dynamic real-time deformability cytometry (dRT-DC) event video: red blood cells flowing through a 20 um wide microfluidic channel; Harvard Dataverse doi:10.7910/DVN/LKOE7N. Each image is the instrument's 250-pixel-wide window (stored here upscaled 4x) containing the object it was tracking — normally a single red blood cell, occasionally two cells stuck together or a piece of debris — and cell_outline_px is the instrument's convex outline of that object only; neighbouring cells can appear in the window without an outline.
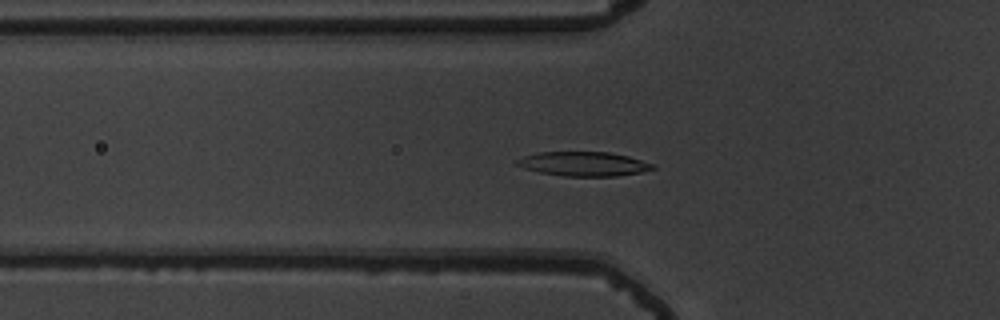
{"species": "common noctule bat (a hibernating species)", "species_latin": "Nyctalus noctula", "temperature_condition": "warm", "stored_images_in_passage": 55, "camera_frame_rate_fps": 3000, "um_per_image_px": 0.085, "animal": {"sex": "male", "body_mass_g": 19.5, "forearm_length_mm": 54.6}, "frame": {"image": 1, "passage_image": 20, "time_ms": 6.333, "image_size_px": [1000, 320], "cell_outline_px": [[656, 168], [640, 172], [616, 176], [564, 176], [540, 172], [524, 168], [516, 164], [512, 160], [524, 156], [540, 152], [608, 152], [628, 156], [656, 164]], "centroid_in_image_um": [49.6, 13.93], "position_along_channel_um": 76.2, "area_um2": 19.25}}
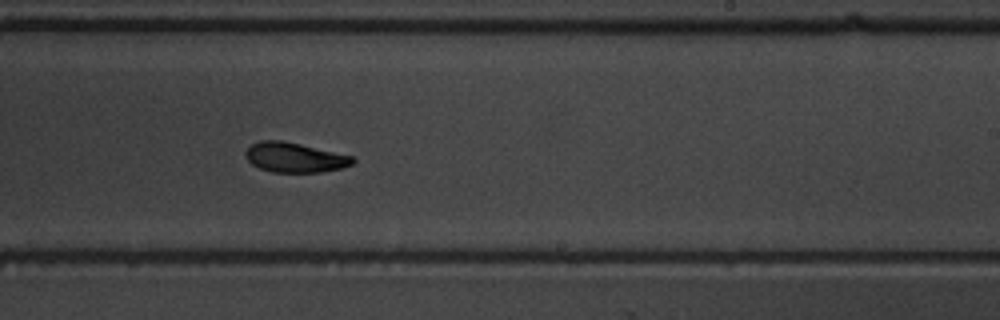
{"frame": {"image": 2, "passage_image": 35, "time_ms": 11.333, "image_size_px": [1000, 320], "cell_outline_px": [[356, 160], [352, 164], [344, 168], [320, 172], [272, 172], [260, 168], [252, 164], [244, 156], [244, 152], [252, 144], [260, 140], [280, 140], [300, 144], [352, 156]], "centroid_in_image_um": [25.04, 13.39], "position_along_channel_um": 264.0, "area_um2": 18.55}}
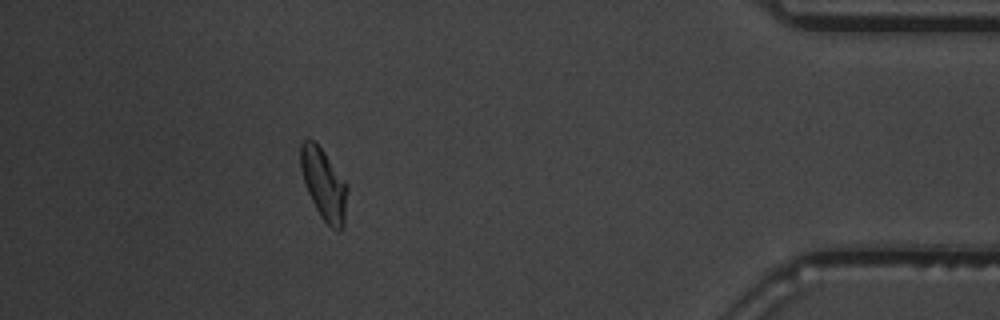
{"frame": {"image": 3, "passage_image": 50, "time_ms": 16.333, "image_size_px": [1000, 320], "cell_outline_px": [[348, 188], [344, 224], [340, 228], [332, 228], [320, 216], [308, 192], [300, 168], [300, 144], [308, 136], [324, 152], [348, 184]], "centroid_in_image_um": [27.52, 15.62], "position_along_channel_um": 407.7, "area_um2": 19.13}, "authors_computed_cell_mechanics": {"area_um2": 18.9584, "velocity_mm_per_s": 3.7539, "shape_relaxation_time_tau1_ms": 7.1852, "shape_relaxation_time_tau2_ms": 3.2474, "deformation_change_tau1": 0.2097, "deformation_change_tau2": 0.0925}}